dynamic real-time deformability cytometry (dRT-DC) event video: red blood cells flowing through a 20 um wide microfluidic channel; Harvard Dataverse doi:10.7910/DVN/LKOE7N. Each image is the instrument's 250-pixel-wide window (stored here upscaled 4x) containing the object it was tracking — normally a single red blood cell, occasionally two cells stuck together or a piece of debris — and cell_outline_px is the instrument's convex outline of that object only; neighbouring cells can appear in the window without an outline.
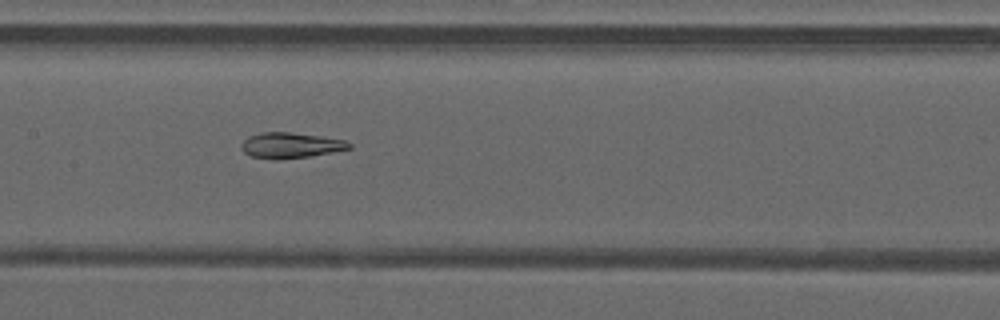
{"species": "common noctule bat (a hibernating species)", "species_latin": "Nyctalus noctula", "temperature_condition": "warm", "stored_images_in_passage": 38, "camera_frame_rate_fps": 3000, "um_per_image_px": 0.085, "animal": {"sex": "male", "forearm_length_mm": 52.5}, "frame": {"image": 1, "passage_image": 14, "time_ms": 4.333, "image_size_px": [1000, 320], "cell_outline_px": [[352, 148], [332, 152], [308, 156], [280, 160], [276, 160], [252, 156], [244, 152], [240, 148], [240, 144], [248, 136], [260, 132], [288, 132], [320, 136], [344, 140], [352, 144]], "centroid_in_image_um": [24.67, 12.35], "position_along_channel_um": 182.7, "area_um2": 16.07}}
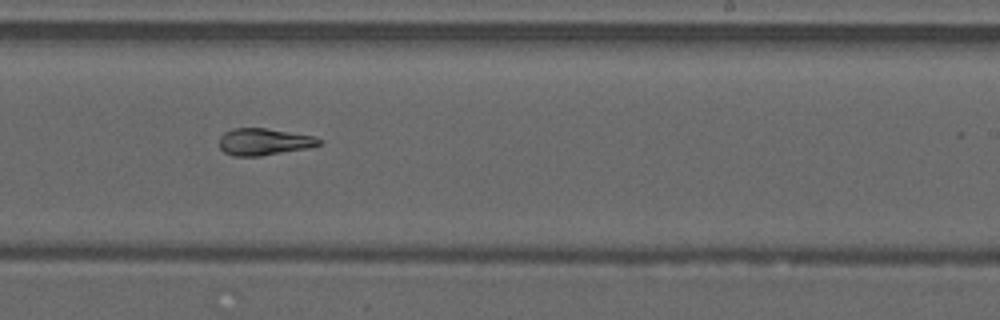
{"frame": {"image": 2, "passage_image": 20, "time_ms": 6.333, "image_size_px": [1000, 320], "cell_outline_px": [[320, 144], [308, 148], [260, 156], [232, 156], [224, 152], [220, 148], [220, 136], [224, 132], [232, 128], [268, 128], [316, 136], [320, 140]], "centroid_in_image_um": [22.42, 12.04], "position_along_channel_um": 266.6, "area_um2": 15.72}}
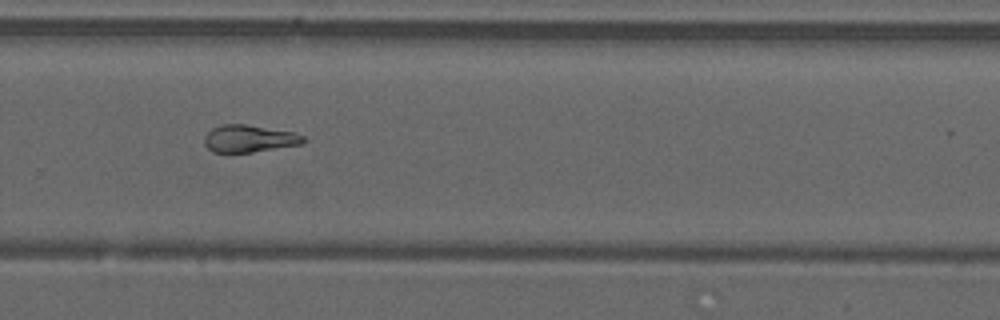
{"frame": {"image": 3, "passage_image": 23, "time_ms": 7.333, "image_size_px": [1000, 320], "cell_outline_px": [[304, 144], [252, 152], [212, 152], [204, 144], [204, 136], [212, 128], [220, 124], [244, 124], [292, 132], [304, 136]], "centroid_in_image_um": [21.15, 11.78], "position_along_channel_um": 308.6, "area_um2": 15.66}, "authors_computed_cell_mechanics": {"area_um2": 16.6464, "velocity_mm_per_s": 4.2241, "shape_relaxation_time_tau1_ms": null, "shape_relaxation_time_tau2_ms": 5.6214, "deformation_change_tau1": null, "deformation_change_tau2": 0.1259}}